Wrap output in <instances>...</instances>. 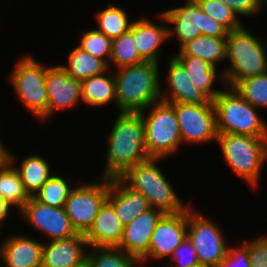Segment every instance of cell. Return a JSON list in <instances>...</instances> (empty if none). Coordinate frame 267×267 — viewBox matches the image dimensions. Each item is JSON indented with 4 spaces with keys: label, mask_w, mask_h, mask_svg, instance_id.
<instances>
[{
    "label": "cell",
    "mask_w": 267,
    "mask_h": 267,
    "mask_svg": "<svg viewBox=\"0 0 267 267\" xmlns=\"http://www.w3.org/2000/svg\"><path fill=\"white\" fill-rule=\"evenodd\" d=\"M233 88L252 106L267 109V72L240 80Z\"/></svg>",
    "instance_id": "d6a6232c"
},
{
    "label": "cell",
    "mask_w": 267,
    "mask_h": 267,
    "mask_svg": "<svg viewBox=\"0 0 267 267\" xmlns=\"http://www.w3.org/2000/svg\"><path fill=\"white\" fill-rule=\"evenodd\" d=\"M149 114L140 112L145 128V144L150 158H164L173 154L181 146V134L175 108L167 102L159 101Z\"/></svg>",
    "instance_id": "52a82bcc"
},
{
    "label": "cell",
    "mask_w": 267,
    "mask_h": 267,
    "mask_svg": "<svg viewBox=\"0 0 267 267\" xmlns=\"http://www.w3.org/2000/svg\"><path fill=\"white\" fill-rule=\"evenodd\" d=\"M170 104L176 111L182 144L217 140V114L212 100L204 104Z\"/></svg>",
    "instance_id": "7c38bea8"
},
{
    "label": "cell",
    "mask_w": 267,
    "mask_h": 267,
    "mask_svg": "<svg viewBox=\"0 0 267 267\" xmlns=\"http://www.w3.org/2000/svg\"><path fill=\"white\" fill-rule=\"evenodd\" d=\"M115 78L118 112L140 113L161 101L158 63L144 61L118 68Z\"/></svg>",
    "instance_id": "7a4b0ae2"
},
{
    "label": "cell",
    "mask_w": 267,
    "mask_h": 267,
    "mask_svg": "<svg viewBox=\"0 0 267 267\" xmlns=\"http://www.w3.org/2000/svg\"><path fill=\"white\" fill-rule=\"evenodd\" d=\"M61 67L69 76L80 82L109 70V66L102 59L90 55L78 46L68 55V66Z\"/></svg>",
    "instance_id": "d4e9b609"
},
{
    "label": "cell",
    "mask_w": 267,
    "mask_h": 267,
    "mask_svg": "<svg viewBox=\"0 0 267 267\" xmlns=\"http://www.w3.org/2000/svg\"><path fill=\"white\" fill-rule=\"evenodd\" d=\"M185 68L189 79L201 90L210 100H214L220 93V90L212 88L214 81L219 76L216 73V67L200 57L194 56H174Z\"/></svg>",
    "instance_id": "603a6c76"
},
{
    "label": "cell",
    "mask_w": 267,
    "mask_h": 267,
    "mask_svg": "<svg viewBox=\"0 0 267 267\" xmlns=\"http://www.w3.org/2000/svg\"><path fill=\"white\" fill-rule=\"evenodd\" d=\"M168 23L174 24L169 29V37L176 36L181 46L200 35L227 38L229 30L220 22L206 15L195 0H188L184 6L162 12Z\"/></svg>",
    "instance_id": "9c48e42d"
},
{
    "label": "cell",
    "mask_w": 267,
    "mask_h": 267,
    "mask_svg": "<svg viewBox=\"0 0 267 267\" xmlns=\"http://www.w3.org/2000/svg\"><path fill=\"white\" fill-rule=\"evenodd\" d=\"M179 48V53L173 56L200 57L213 67H216L217 62L226 60V38L200 35Z\"/></svg>",
    "instance_id": "cb8c5ba5"
},
{
    "label": "cell",
    "mask_w": 267,
    "mask_h": 267,
    "mask_svg": "<svg viewBox=\"0 0 267 267\" xmlns=\"http://www.w3.org/2000/svg\"><path fill=\"white\" fill-rule=\"evenodd\" d=\"M163 213L150 208L146 212L135 217L123 228V237L119 248L133 256L137 261L144 262L148 255L153 231Z\"/></svg>",
    "instance_id": "9a60e30c"
},
{
    "label": "cell",
    "mask_w": 267,
    "mask_h": 267,
    "mask_svg": "<svg viewBox=\"0 0 267 267\" xmlns=\"http://www.w3.org/2000/svg\"><path fill=\"white\" fill-rule=\"evenodd\" d=\"M85 246L88 244L82 233L43 243L41 267H73L87 256Z\"/></svg>",
    "instance_id": "d6986e66"
},
{
    "label": "cell",
    "mask_w": 267,
    "mask_h": 267,
    "mask_svg": "<svg viewBox=\"0 0 267 267\" xmlns=\"http://www.w3.org/2000/svg\"><path fill=\"white\" fill-rule=\"evenodd\" d=\"M209 17L220 22L229 31L242 27L238 15L221 0H195Z\"/></svg>",
    "instance_id": "e575fe53"
},
{
    "label": "cell",
    "mask_w": 267,
    "mask_h": 267,
    "mask_svg": "<svg viewBox=\"0 0 267 267\" xmlns=\"http://www.w3.org/2000/svg\"><path fill=\"white\" fill-rule=\"evenodd\" d=\"M81 83L82 100L92 106H103L112 100L116 103L115 78L106 72L92 76Z\"/></svg>",
    "instance_id": "484cf974"
},
{
    "label": "cell",
    "mask_w": 267,
    "mask_h": 267,
    "mask_svg": "<svg viewBox=\"0 0 267 267\" xmlns=\"http://www.w3.org/2000/svg\"><path fill=\"white\" fill-rule=\"evenodd\" d=\"M264 42L253 36L244 26L228 32L226 59L230 66L223 72L226 87H234L240 80L267 72V50Z\"/></svg>",
    "instance_id": "277c9868"
},
{
    "label": "cell",
    "mask_w": 267,
    "mask_h": 267,
    "mask_svg": "<svg viewBox=\"0 0 267 267\" xmlns=\"http://www.w3.org/2000/svg\"><path fill=\"white\" fill-rule=\"evenodd\" d=\"M15 158L11 155V164L0 171V197L11 206L21 210L29 201L30 196L24 188L18 172L15 170Z\"/></svg>",
    "instance_id": "83f0119b"
},
{
    "label": "cell",
    "mask_w": 267,
    "mask_h": 267,
    "mask_svg": "<svg viewBox=\"0 0 267 267\" xmlns=\"http://www.w3.org/2000/svg\"><path fill=\"white\" fill-rule=\"evenodd\" d=\"M171 257L172 263L177 262V267H190L199 263L196 250L188 237L173 251Z\"/></svg>",
    "instance_id": "d590c367"
},
{
    "label": "cell",
    "mask_w": 267,
    "mask_h": 267,
    "mask_svg": "<svg viewBox=\"0 0 267 267\" xmlns=\"http://www.w3.org/2000/svg\"><path fill=\"white\" fill-rule=\"evenodd\" d=\"M46 88L48 93V110L41 118L47 120L57 109L68 108L76 105L81 96V83L73 79L59 66L47 67Z\"/></svg>",
    "instance_id": "2e32d148"
},
{
    "label": "cell",
    "mask_w": 267,
    "mask_h": 267,
    "mask_svg": "<svg viewBox=\"0 0 267 267\" xmlns=\"http://www.w3.org/2000/svg\"><path fill=\"white\" fill-rule=\"evenodd\" d=\"M1 229V228H0ZM1 231V230H0ZM0 259H1V246H0ZM0 267H1V265H0Z\"/></svg>",
    "instance_id": "f6af8a7d"
},
{
    "label": "cell",
    "mask_w": 267,
    "mask_h": 267,
    "mask_svg": "<svg viewBox=\"0 0 267 267\" xmlns=\"http://www.w3.org/2000/svg\"><path fill=\"white\" fill-rule=\"evenodd\" d=\"M88 253L93 267H135L140 262L119 247H91Z\"/></svg>",
    "instance_id": "1f68e13d"
},
{
    "label": "cell",
    "mask_w": 267,
    "mask_h": 267,
    "mask_svg": "<svg viewBox=\"0 0 267 267\" xmlns=\"http://www.w3.org/2000/svg\"><path fill=\"white\" fill-rule=\"evenodd\" d=\"M161 158H149L126 170L119 179L132 191L142 193L150 208L163 214L185 211L188 207L181 199L157 166ZM128 183V184H126Z\"/></svg>",
    "instance_id": "3957f363"
},
{
    "label": "cell",
    "mask_w": 267,
    "mask_h": 267,
    "mask_svg": "<svg viewBox=\"0 0 267 267\" xmlns=\"http://www.w3.org/2000/svg\"><path fill=\"white\" fill-rule=\"evenodd\" d=\"M217 114L218 133L267 137V124L257 108L246 101L234 88L227 87L213 100Z\"/></svg>",
    "instance_id": "8992f818"
},
{
    "label": "cell",
    "mask_w": 267,
    "mask_h": 267,
    "mask_svg": "<svg viewBox=\"0 0 267 267\" xmlns=\"http://www.w3.org/2000/svg\"><path fill=\"white\" fill-rule=\"evenodd\" d=\"M237 15L252 16L262 9V0H221Z\"/></svg>",
    "instance_id": "f35d334b"
},
{
    "label": "cell",
    "mask_w": 267,
    "mask_h": 267,
    "mask_svg": "<svg viewBox=\"0 0 267 267\" xmlns=\"http://www.w3.org/2000/svg\"><path fill=\"white\" fill-rule=\"evenodd\" d=\"M46 71L47 67L42 66L33 57L25 55L18 61L10 76L11 85L19 100L39 120L48 110Z\"/></svg>",
    "instance_id": "ba28073f"
},
{
    "label": "cell",
    "mask_w": 267,
    "mask_h": 267,
    "mask_svg": "<svg viewBox=\"0 0 267 267\" xmlns=\"http://www.w3.org/2000/svg\"><path fill=\"white\" fill-rule=\"evenodd\" d=\"M4 144L0 140V171L4 170L11 164V153L5 148Z\"/></svg>",
    "instance_id": "ab89813d"
},
{
    "label": "cell",
    "mask_w": 267,
    "mask_h": 267,
    "mask_svg": "<svg viewBox=\"0 0 267 267\" xmlns=\"http://www.w3.org/2000/svg\"><path fill=\"white\" fill-rule=\"evenodd\" d=\"M216 141L233 172L256 187L267 159V137L219 133Z\"/></svg>",
    "instance_id": "5b68a950"
},
{
    "label": "cell",
    "mask_w": 267,
    "mask_h": 267,
    "mask_svg": "<svg viewBox=\"0 0 267 267\" xmlns=\"http://www.w3.org/2000/svg\"><path fill=\"white\" fill-rule=\"evenodd\" d=\"M264 1L267 3V0H262V6L264 5L263 3H265Z\"/></svg>",
    "instance_id": "ee69618b"
},
{
    "label": "cell",
    "mask_w": 267,
    "mask_h": 267,
    "mask_svg": "<svg viewBox=\"0 0 267 267\" xmlns=\"http://www.w3.org/2000/svg\"><path fill=\"white\" fill-rule=\"evenodd\" d=\"M123 228L113 206L106 200L85 234V239L90 247H118L123 237Z\"/></svg>",
    "instance_id": "44dd1931"
},
{
    "label": "cell",
    "mask_w": 267,
    "mask_h": 267,
    "mask_svg": "<svg viewBox=\"0 0 267 267\" xmlns=\"http://www.w3.org/2000/svg\"><path fill=\"white\" fill-rule=\"evenodd\" d=\"M216 224L187 208V237L196 250L199 263L217 267L225 258L228 243Z\"/></svg>",
    "instance_id": "8fae6325"
},
{
    "label": "cell",
    "mask_w": 267,
    "mask_h": 267,
    "mask_svg": "<svg viewBox=\"0 0 267 267\" xmlns=\"http://www.w3.org/2000/svg\"><path fill=\"white\" fill-rule=\"evenodd\" d=\"M244 245L249 249L251 267H267V237H260Z\"/></svg>",
    "instance_id": "8d00e7d4"
},
{
    "label": "cell",
    "mask_w": 267,
    "mask_h": 267,
    "mask_svg": "<svg viewBox=\"0 0 267 267\" xmlns=\"http://www.w3.org/2000/svg\"><path fill=\"white\" fill-rule=\"evenodd\" d=\"M72 190L68 179L52 175L33 197L42 204L61 208Z\"/></svg>",
    "instance_id": "4dcf8cb0"
},
{
    "label": "cell",
    "mask_w": 267,
    "mask_h": 267,
    "mask_svg": "<svg viewBox=\"0 0 267 267\" xmlns=\"http://www.w3.org/2000/svg\"><path fill=\"white\" fill-rule=\"evenodd\" d=\"M96 21L100 32L111 40L118 38L130 29L132 21L128 19L126 10L109 5L97 13Z\"/></svg>",
    "instance_id": "f1b7e54d"
},
{
    "label": "cell",
    "mask_w": 267,
    "mask_h": 267,
    "mask_svg": "<svg viewBox=\"0 0 267 267\" xmlns=\"http://www.w3.org/2000/svg\"><path fill=\"white\" fill-rule=\"evenodd\" d=\"M217 267H251L249 249L243 244L235 248L229 247L225 258Z\"/></svg>",
    "instance_id": "74e56055"
},
{
    "label": "cell",
    "mask_w": 267,
    "mask_h": 267,
    "mask_svg": "<svg viewBox=\"0 0 267 267\" xmlns=\"http://www.w3.org/2000/svg\"><path fill=\"white\" fill-rule=\"evenodd\" d=\"M82 186L73 188L65 202V212L77 233L86 234L92 227L95 218L107 200L110 179L101 178Z\"/></svg>",
    "instance_id": "30bf717a"
},
{
    "label": "cell",
    "mask_w": 267,
    "mask_h": 267,
    "mask_svg": "<svg viewBox=\"0 0 267 267\" xmlns=\"http://www.w3.org/2000/svg\"><path fill=\"white\" fill-rule=\"evenodd\" d=\"M12 207L7 201L0 197V228L2 223L8 217L9 209Z\"/></svg>",
    "instance_id": "60d3db41"
},
{
    "label": "cell",
    "mask_w": 267,
    "mask_h": 267,
    "mask_svg": "<svg viewBox=\"0 0 267 267\" xmlns=\"http://www.w3.org/2000/svg\"><path fill=\"white\" fill-rule=\"evenodd\" d=\"M1 245L5 267H41L43 242L30 237L11 236Z\"/></svg>",
    "instance_id": "7402d4cb"
},
{
    "label": "cell",
    "mask_w": 267,
    "mask_h": 267,
    "mask_svg": "<svg viewBox=\"0 0 267 267\" xmlns=\"http://www.w3.org/2000/svg\"><path fill=\"white\" fill-rule=\"evenodd\" d=\"M187 238V209L174 214H163L152 234L148 255L144 261L171 256Z\"/></svg>",
    "instance_id": "5bb4252c"
},
{
    "label": "cell",
    "mask_w": 267,
    "mask_h": 267,
    "mask_svg": "<svg viewBox=\"0 0 267 267\" xmlns=\"http://www.w3.org/2000/svg\"><path fill=\"white\" fill-rule=\"evenodd\" d=\"M107 147V164L101 178H119L137 163L149 159L141 113L118 112Z\"/></svg>",
    "instance_id": "6da1fadb"
},
{
    "label": "cell",
    "mask_w": 267,
    "mask_h": 267,
    "mask_svg": "<svg viewBox=\"0 0 267 267\" xmlns=\"http://www.w3.org/2000/svg\"><path fill=\"white\" fill-rule=\"evenodd\" d=\"M161 23L156 24L148 19L141 18L132 22L130 31L138 49L139 55L145 60L159 64L161 45L169 38L165 24L168 23L165 16L160 13Z\"/></svg>",
    "instance_id": "ac0fdd59"
},
{
    "label": "cell",
    "mask_w": 267,
    "mask_h": 267,
    "mask_svg": "<svg viewBox=\"0 0 267 267\" xmlns=\"http://www.w3.org/2000/svg\"><path fill=\"white\" fill-rule=\"evenodd\" d=\"M43 156L31 155L22 160L20 168H15L18 172L24 188L30 197H33L52 176L50 167Z\"/></svg>",
    "instance_id": "4316f807"
},
{
    "label": "cell",
    "mask_w": 267,
    "mask_h": 267,
    "mask_svg": "<svg viewBox=\"0 0 267 267\" xmlns=\"http://www.w3.org/2000/svg\"><path fill=\"white\" fill-rule=\"evenodd\" d=\"M21 215L31 226L38 231L50 236V240H59L72 237L76 234L70 218L67 216L64 207L57 208L42 204L34 197L20 210Z\"/></svg>",
    "instance_id": "4fadbf2b"
},
{
    "label": "cell",
    "mask_w": 267,
    "mask_h": 267,
    "mask_svg": "<svg viewBox=\"0 0 267 267\" xmlns=\"http://www.w3.org/2000/svg\"><path fill=\"white\" fill-rule=\"evenodd\" d=\"M110 60L118 68L137 65L145 60L139 55L132 32H127L112 40Z\"/></svg>",
    "instance_id": "f546056e"
},
{
    "label": "cell",
    "mask_w": 267,
    "mask_h": 267,
    "mask_svg": "<svg viewBox=\"0 0 267 267\" xmlns=\"http://www.w3.org/2000/svg\"><path fill=\"white\" fill-rule=\"evenodd\" d=\"M73 267H93V266H92V263H91L89 257L86 256L85 258H83L80 262H78Z\"/></svg>",
    "instance_id": "b9f144b4"
},
{
    "label": "cell",
    "mask_w": 267,
    "mask_h": 267,
    "mask_svg": "<svg viewBox=\"0 0 267 267\" xmlns=\"http://www.w3.org/2000/svg\"><path fill=\"white\" fill-rule=\"evenodd\" d=\"M107 201L113 206L123 226L150 209L146 197L129 189L119 178L110 179Z\"/></svg>",
    "instance_id": "ffe728a7"
},
{
    "label": "cell",
    "mask_w": 267,
    "mask_h": 267,
    "mask_svg": "<svg viewBox=\"0 0 267 267\" xmlns=\"http://www.w3.org/2000/svg\"><path fill=\"white\" fill-rule=\"evenodd\" d=\"M79 48L90 55L102 59L110 69L108 60L111 56L112 40L97 29L84 31L80 38ZM109 58V59H108Z\"/></svg>",
    "instance_id": "836d02e7"
},
{
    "label": "cell",
    "mask_w": 267,
    "mask_h": 267,
    "mask_svg": "<svg viewBox=\"0 0 267 267\" xmlns=\"http://www.w3.org/2000/svg\"><path fill=\"white\" fill-rule=\"evenodd\" d=\"M168 84L170 93L161 88V101L167 103L204 104L210 99L189 79L184 66L173 56L168 63ZM163 90V91H162ZM167 94V95H166Z\"/></svg>",
    "instance_id": "e0dca14e"
},
{
    "label": "cell",
    "mask_w": 267,
    "mask_h": 267,
    "mask_svg": "<svg viewBox=\"0 0 267 267\" xmlns=\"http://www.w3.org/2000/svg\"><path fill=\"white\" fill-rule=\"evenodd\" d=\"M190 267H210L208 265L205 264H201V263H197L196 265L190 266Z\"/></svg>",
    "instance_id": "7bdbcfd3"
}]
</instances>
